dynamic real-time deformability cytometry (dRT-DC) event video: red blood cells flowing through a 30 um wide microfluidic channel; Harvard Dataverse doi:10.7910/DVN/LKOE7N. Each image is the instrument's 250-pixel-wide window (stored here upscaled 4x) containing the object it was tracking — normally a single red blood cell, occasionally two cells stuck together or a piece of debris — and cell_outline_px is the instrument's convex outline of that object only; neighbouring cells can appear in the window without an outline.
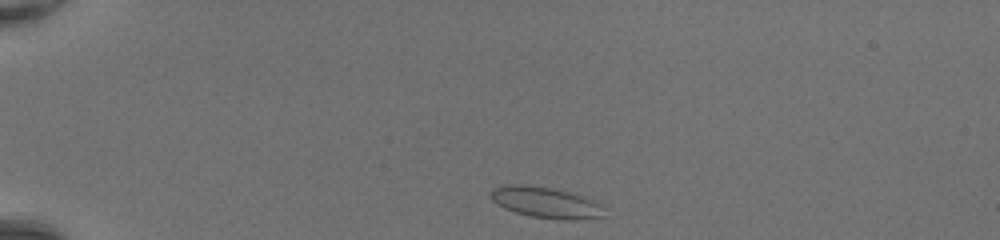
{"species": "common noctule bat (a hibernating species)", "species_latin": "Nyctalus noctula", "temperature_condition": "room temperature", "stored_images_in_passage": 38, "camera_frame_rate_fps": 3000, "um_per_image_px": 0.085, "animal": {"sex": "female", "body_mass_g": 20.0, "forearm_length_mm": 54.0}, "frame": {"image": 1, "passage_image": 1, "time_ms": 0.0, "image_size_px": [1000, 240], "cell_outline_px": [[604, 216], [580, 220], [560, 220], [532, 216], [516, 212], [504, 208], [496, 204], [488, 196], [488, 192], [492, 188], [504, 184], [528, 184], [556, 188], [588, 196], [604, 204]], "centroid_in_image_um": [46.42, 17.18], "position_along_channel_um": 38.6, "area_um2": 21.44}}
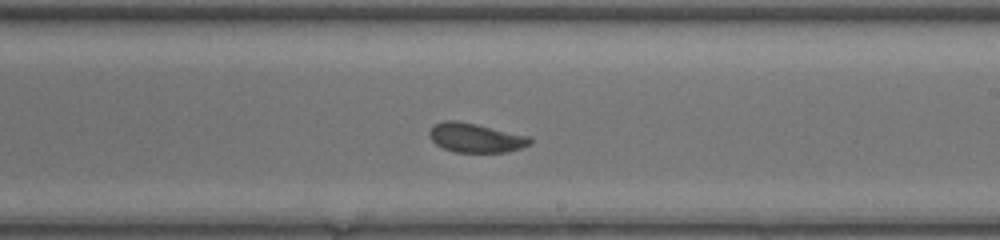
{"frame": {"image": 2, "passage_image": 20, "time_ms": 6.333, "image_size_px": [1000, 240], "cell_outline_px": [[532, 144], [520, 148], [504, 152], [456, 152], [444, 148], [436, 144], [428, 136], [428, 132], [436, 124], [444, 120], [456, 120], [476, 124], [528, 136], [532, 140]], "centroid_in_image_um": [40.41, 11.71], "position_along_channel_um": 248.6, "area_um2": 16.94}}
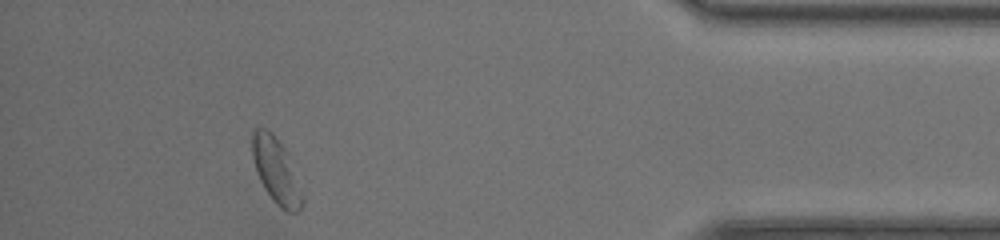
{"frame": {"image": 3, "passage_image": 34, "time_ms": 11.0, "image_size_px": [1000, 240], "cell_outline_px": [[304, 204], [296, 212], [288, 212], [280, 208], [276, 204], [264, 188], [260, 180], [252, 156], [252, 132], [256, 128], [268, 128], [272, 132], [284, 148], [304, 196]], "centroid_in_image_um": [23.47, 14.52], "position_along_channel_um": 411.7, "area_um2": 18.79}, "authors_computed_cell_mechanics": {"area_um2": 17.1088, "velocity_mm_per_s": 4.3556, "shape_relaxation_time_tau1_ms": 2.966, "shape_relaxation_time_tau2_ms": 1.3974, "deformation_change_tau1": 0.1044, "deformation_change_tau2": 0.0568}}